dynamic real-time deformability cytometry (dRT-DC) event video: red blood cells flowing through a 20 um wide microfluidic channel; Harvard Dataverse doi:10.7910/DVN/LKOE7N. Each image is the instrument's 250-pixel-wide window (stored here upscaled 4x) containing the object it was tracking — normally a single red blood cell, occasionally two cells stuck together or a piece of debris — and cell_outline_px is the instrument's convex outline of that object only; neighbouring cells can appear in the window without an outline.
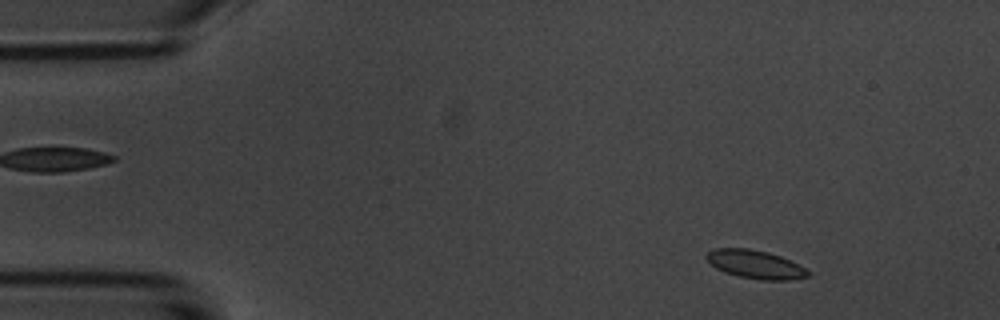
{"species": "common noctule bat (a hibernating species)", "species_latin": "Nyctalus noctula", "temperature_condition": "room temperature", "stored_images_in_passage": 5, "camera_frame_rate_fps": 3000, "um_per_image_px": 0.085, "animal": {"sex": "male", "body_mass_g": 20.1, "forearm_length_mm": 53.5}, "frame": {"image": 1, "passage_image": 1, "time_ms": 0.0, "image_size_px": [1000, 320], "cell_outline_px": [[812, 272], [808, 276], [792, 280], [764, 280], [740, 276], [724, 272], [716, 268], [704, 256], [708, 252], [716, 248], [748, 248], [768, 252], [780, 256]], "centroid_in_image_um": [64.2, 22.47], "position_along_channel_um": 20.8, "area_um2": 16.59}}